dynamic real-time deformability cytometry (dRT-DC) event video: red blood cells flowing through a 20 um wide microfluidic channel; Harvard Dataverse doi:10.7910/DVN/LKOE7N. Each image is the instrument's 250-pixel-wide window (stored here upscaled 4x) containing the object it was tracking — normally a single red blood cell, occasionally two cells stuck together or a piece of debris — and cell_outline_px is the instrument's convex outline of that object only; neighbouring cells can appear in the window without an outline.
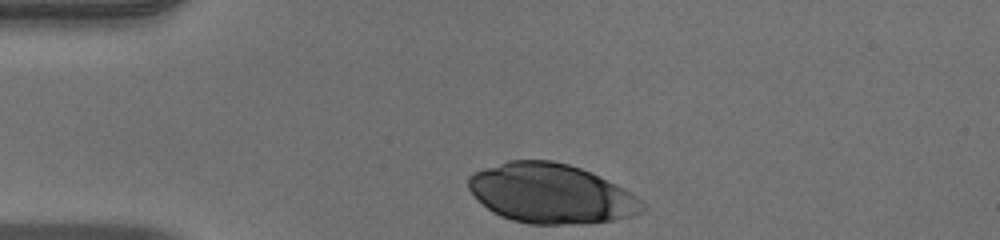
{"species": "human", "species_latin": "Homo sapiens", "temperature_condition": "warm", "stored_images_in_passage": 31, "camera_frame_rate_fps": 3000, "um_per_image_px": 0.085, "donor": {"sex": "male"}, "frame": {"image": 1, "passage_image": 1, "time_ms": 0.0, "image_size_px": [1000, 240], "cell_outline_px": [[648, 208], [644, 212], [632, 216], [612, 220], [588, 224], [528, 224], [512, 220], [500, 216], [492, 212], [468, 188], [468, 176], [472, 172], [508, 160], [552, 160], [568, 164], [580, 168], [616, 184], [624, 188], [640, 200]], "centroid_in_image_um": [46.85, 16.46], "position_along_channel_um": 38.2, "area_um2": 60.4}}